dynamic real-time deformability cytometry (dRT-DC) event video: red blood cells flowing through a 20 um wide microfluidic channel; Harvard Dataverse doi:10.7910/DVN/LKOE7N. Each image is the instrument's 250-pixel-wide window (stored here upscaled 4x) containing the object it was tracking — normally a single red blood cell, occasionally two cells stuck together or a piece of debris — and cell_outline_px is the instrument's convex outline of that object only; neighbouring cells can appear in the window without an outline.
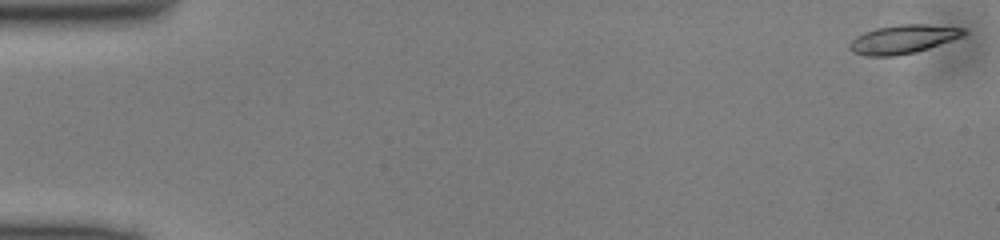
{"species": "common noctule bat (a hibernating species)", "species_latin": "Nyctalus noctula", "temperature_condition": "cold", "stored_images_in_passage": 49, "camera_frame_rate_fps": 3000, "um_per_image_px": 0.085, "animal": {"sex": "male", "body_mass_g": 13.0, "forearm_length_mm": 53.1}, "frame": {"image": 1, "passage_image": 1, "time_ms": 0.0, "image_size_px": [1000, 240], "cell_outline_px": [[968, 32], [964, 36], [916, 52], [896, 56], [868, 56], [852, 52], [848, 48], [848, 44], [856, 36], [864, 32], [876, 28], [900, 24], [928, 24], [964, 28]], "centroid_in_image_um": [76.76, 3.33], "position_along_channel_um": 8.2, "area_um2": 19.19}}
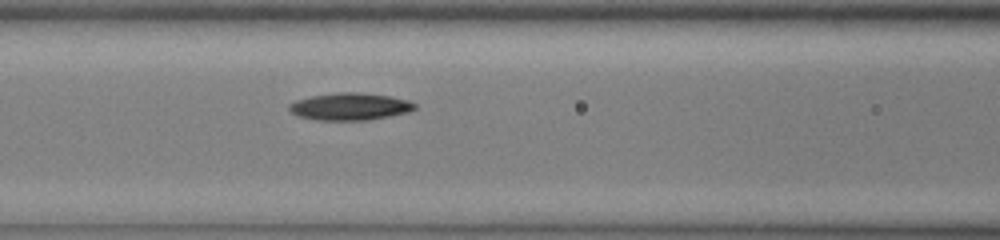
{"frame": {"image": 2, "passage_image": 21, "time_ms": 6.667, "image_size_px": [1000, 240], "cell_outline_px": [[416, 108], [408, 112], [368, 120], [316, 120], [300, 116], [292, 112], [288, 108], [288, 104], [296, 100], [308, 96], [340, 92], [360, 92], [388, 96], [408, 100], [416, 104]], "centroid_in_image_um": [29.72, 9.05], "position_along_channel_um": 136.9, "area_um2": 19.88}}
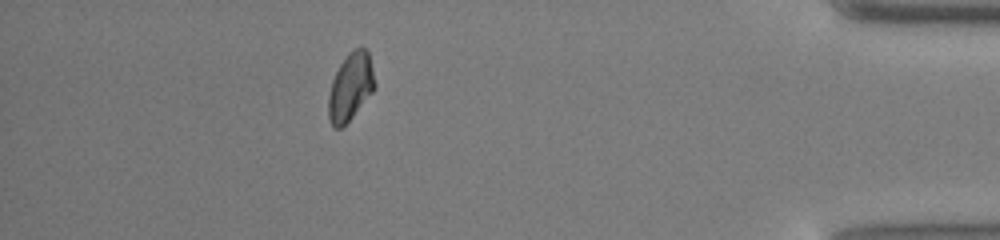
{"frame": {"image": 3, "passage_image": 44, "time_ms": 14.333, "image_size_px": [1000, 240], "cell_outline_px": [[376, 84], [372, 92], [352, 116], [340, 128], [332, 128], [328, 120], [328, 96], [332, 80], [340, 64], [348, 52], [352, 48], [360, 44], [368, 52]], "centroid_in_image_um": [29.77, 7.34], "position_along_channel_um": 405.4, "area_um2": 18.26}}